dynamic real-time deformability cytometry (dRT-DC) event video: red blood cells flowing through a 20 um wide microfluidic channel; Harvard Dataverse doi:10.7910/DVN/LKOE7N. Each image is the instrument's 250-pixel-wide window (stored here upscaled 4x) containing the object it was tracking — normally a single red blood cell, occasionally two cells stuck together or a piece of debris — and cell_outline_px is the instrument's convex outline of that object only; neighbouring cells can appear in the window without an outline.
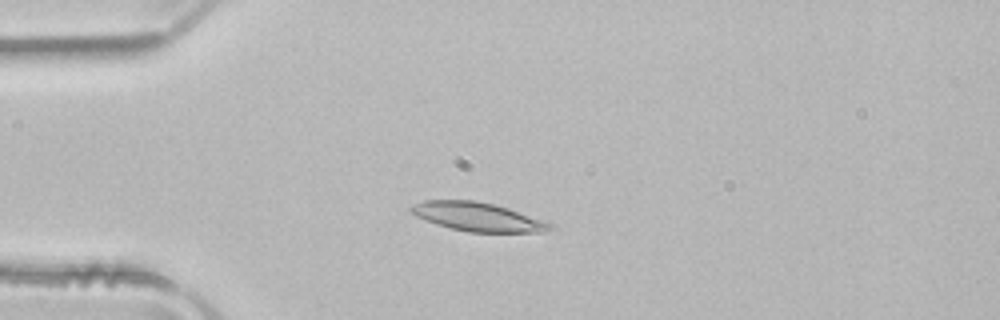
{"species": "common noctule bat (a hibernating species)", "species_latin": "Nyctalus noctula", "temperature_condition": "room temperature", "stored_images_in_passage": 50, "camera_frame_rate_fps": 3000, "um_per_image_px": 0.085, "animal": {"sex": "male", "body_mass_g": 21.5, "forearm_length_mm": 52.0}, "frame": {"image": 1, "passage_image": 12, "time_ms": 3.667, "image_size_px": [1000, 320], "cell_outline_px": [[552, 228], [544, 232], [468, 232], [436, 224], [416, 216], [408, 212], [408, 208], [412, 204], [424, 200], [476, 200], [508, 208], [548, 220], [552, 224]], "centroid_in_image_um": [40.61, 18.42], "position_along_channel_um": 44.4, "area_um2": 23.52}}
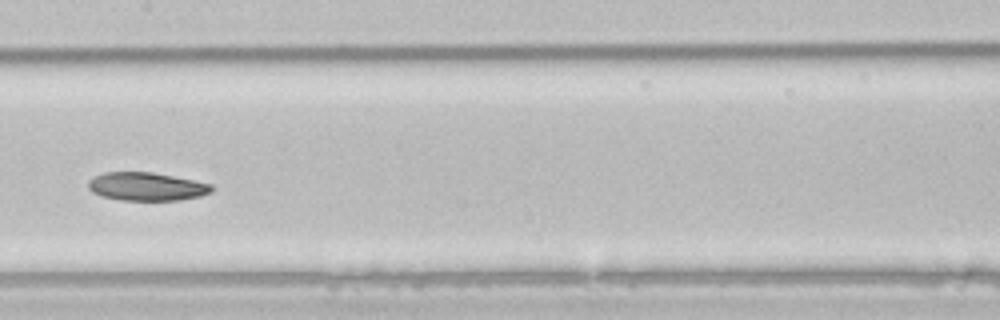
{"frame": {"image": 2, "passage_image": 25, "time_ms": 8.0, "image_size_px": [1000, 320], "cell_outline_px": [[212, 192], [200, 196], [180, 200], [120, 200], [100, 196], [92, 192], [88, 188], [88, 180], [104, 172], [152, 172], [212, 184]], "centroid_in_image_um": [12.43, 15.86], "position_along_channel_um": 195.0, "area_um2": 20.29}}
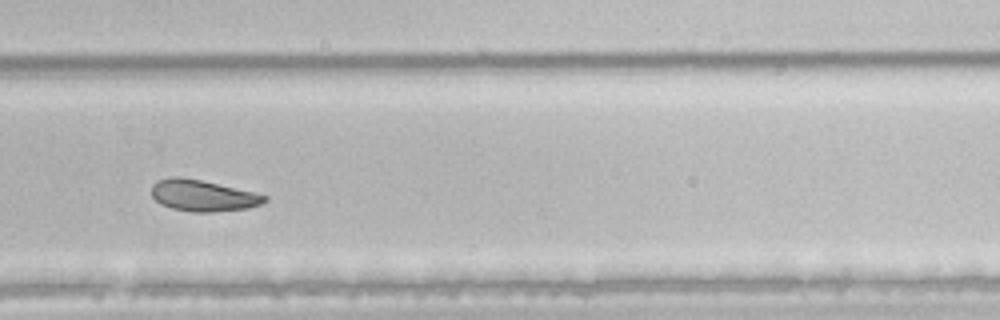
{"frame": {"image": 3, "passage_image": 34, "time_ms": 11.0, "image_size_px": [1000, 320], "cell_outline_px": [[268, 200], [260, 204], [248, 208], [212, 212], [192, 212], [172, 208], [160, 204], [152, 196], [152, 184], [160, 180], [172, 176], [176, 176], [200, 180], [256, 192], [268, 196]], "centroid_in_image_um": [17.26, 16.63], "position_along_channel_um": 312.5, "area_um2": 20.58}, "authors_computed_cell_mechanics": {"area_um2": 22.4842, "velocity_mm_per_s": 3.9383, "shape_relaxation_time_tau1_ms": 10.0734, "shape_relaxation_time_tau2_ms": null, "deformation_change_tau1": 0.1699, "deformation_change_tau2": null}}